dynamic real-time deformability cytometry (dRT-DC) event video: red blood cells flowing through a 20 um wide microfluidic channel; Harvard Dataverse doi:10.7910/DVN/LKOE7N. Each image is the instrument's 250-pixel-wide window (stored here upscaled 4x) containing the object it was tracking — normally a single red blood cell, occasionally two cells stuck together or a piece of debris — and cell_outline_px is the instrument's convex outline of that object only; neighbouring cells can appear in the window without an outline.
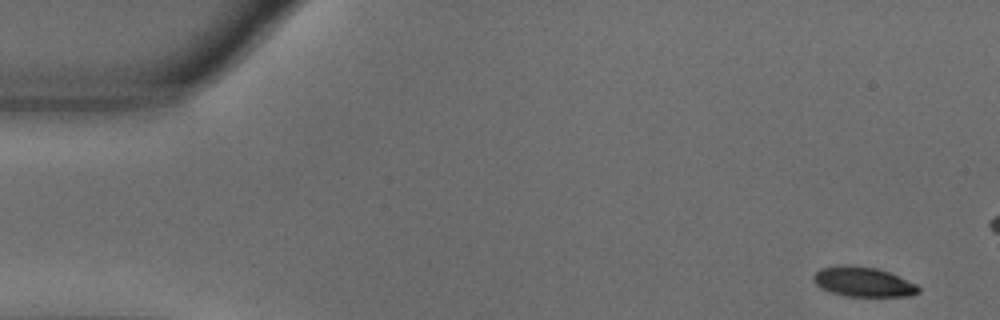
{"species": "common noctule bat (a hibernating species)", "species_latin": "Nyctalus noctula", "temperature_condition": "warm", "stored_images_in_passage": 19, "camera_frame_rate_fps": 3000, "um_per_image_px": 0.085, "animal": {"sex": "male", "body_mass_g": 18.8}, "frame": {"image": 1, "passage_image": 1, "time_ms": 0.0, "image_size_px": [1000, 320], "cell_outline_px": [[920, 292], [912, 296], [844, 296], [820, 288], [812, 280], [812, 276], [820, 268], [836, 264], [848, 264], [876, 268], [888, 272], [916, 284], [920, 288]], "centroid_in_image_um": [73.33, 23.94], "position_along_channel_um": 11.7, "area_um2": 18.38}}
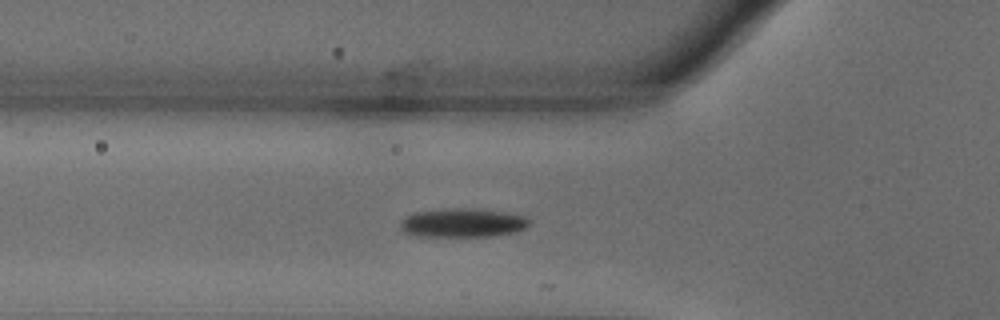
{"frame": {"image": 2, "passage_image": 17, "time_ms": 5.333, "image_size_px": [1000, 320], "cell_outline_px": [[528, 224], [524, 228], [516, 232], [492, 236], [416, 236], [404, 232], [400, 228], [400, 220], [404, 216], [416, 212], [444, 208], [476, 208], [504, 212], [528, 216]], "centroid_in_image_um": [39.29, 18.93], "position_along_channel_um": 86.5, "area_um2": 21.91}}